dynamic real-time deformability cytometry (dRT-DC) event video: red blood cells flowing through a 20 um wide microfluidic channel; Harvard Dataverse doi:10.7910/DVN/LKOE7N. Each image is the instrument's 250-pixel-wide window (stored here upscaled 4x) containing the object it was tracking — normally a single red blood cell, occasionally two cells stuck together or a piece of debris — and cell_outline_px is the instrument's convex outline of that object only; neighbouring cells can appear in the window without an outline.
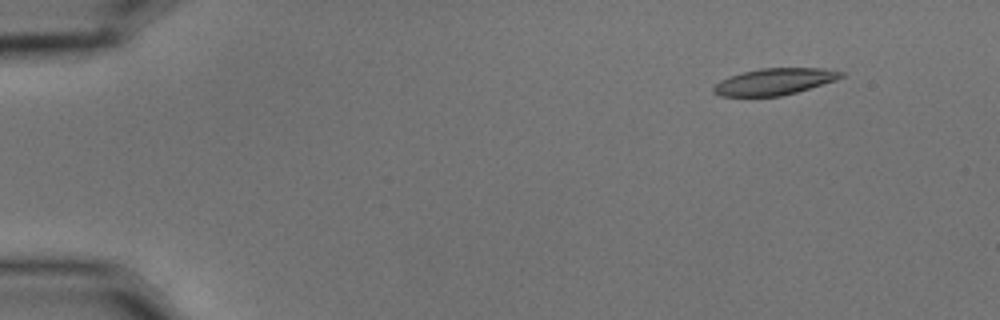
{"species": "common noctule bat (a hibernating species)", "species_latin": "Nyctalus noctula", "temperature_condition": "cold", "stored_images_in_passage": 5, "camera_frame_rate_fps": 3000, "um_per_image_px": 0.085, "animal": {"sex": "male", "body_mass_g": 15.6}, "frame": {"image": 1, "passage_image": 2, "time_ms": 0.333, "image_size_px": [1000, 320], "cell_outline_px": [[848, 72], [844, 76], [836, 80], [796, 92], [780, 96], [720, 96], [712, 92], [712, 88], [720, 80], [728, 76], [760, 68], [824, 68]], "centroid_in_image_um": [65.85, 6.93], "position_along_channel_um": 19.2, "area_um2": 19.83}}
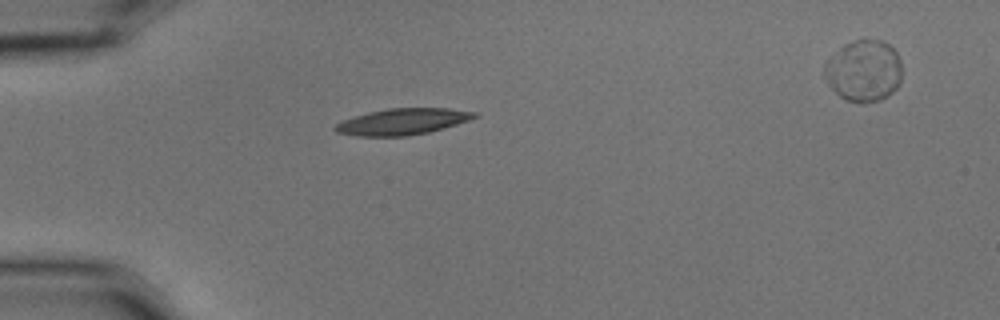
{"frame": {"image": 2, "passage_image": 4, "time_ms": 1.0, "image_size_px": [1000, 320], "cell_outline_px": [[480, 116], [444, 128], [428, 132], [408, 136], [356, 136], [336, 132], [332, 128], [336, 124], [344, 120], [368, 112], [388, 108], [448, 108], [480, 112]], "centroid_in_image_um": [34.25, 10.33], "position_along_channel_um": 50.7, "area_um2": 21.39}}